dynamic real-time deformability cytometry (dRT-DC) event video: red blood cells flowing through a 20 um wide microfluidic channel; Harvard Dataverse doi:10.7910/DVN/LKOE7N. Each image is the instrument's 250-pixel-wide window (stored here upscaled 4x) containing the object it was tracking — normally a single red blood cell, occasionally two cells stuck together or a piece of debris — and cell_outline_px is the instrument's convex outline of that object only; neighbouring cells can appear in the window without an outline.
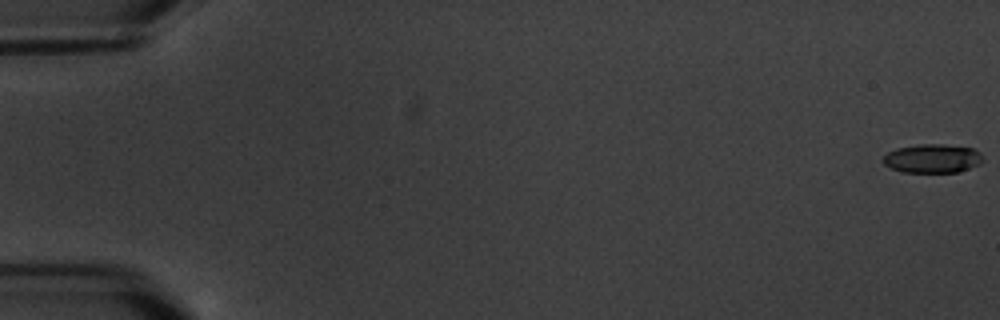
{"species": "common noctule bat (a hibernating species)", "species_latin": "Nyctalus noctula", "temperature_condition": "warm", "stored_images_in_passage": 5, "camera_frame_rate_fps": 3000, "um_per_image_px": 0.085, "animal": {"sex": "male", "body_mass_g": 20.1, "forearm_length_mm": 53.5}, "frame": {"image": 1, "passage_image": 1, "time_ms": 0.0, "image_size_px": [1000, 320], "cell_outline_px": [[984, 160], [980, 164], [956, 172], [904, 172], [892, 168], [884, 164], [884, 156], [888, 152], [896, 148], [920, 144], [944, 144], [972, 148], [980, 152]], "centroid_in_image_um": [79.28, 13.46], "position_along_channel_um": 5.7, "area_um2": 16.65}}
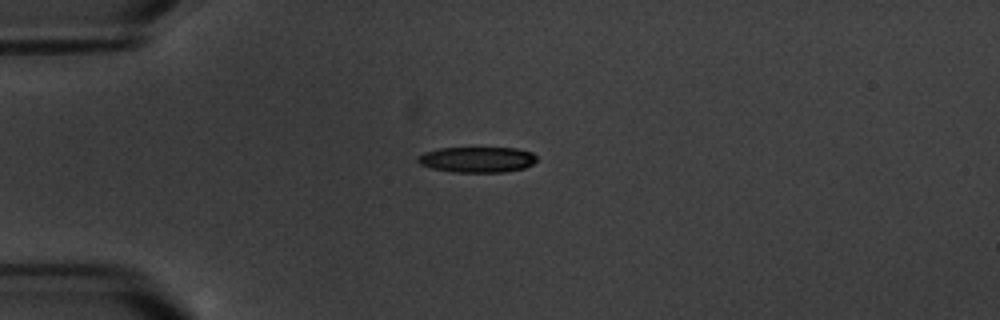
{"frame": {"image": 2, "passage_image": 4, "time_ms": 5.333, "image_size_px": [1000, 320], "cell_outline_px": [[536, 160], [532, 164], [524, 168], [504, 172], [452, 172], [432, 168], [420, 164], [416, 160], [416, 156], [424, 152], [440, 148], [516, 148], [532, 152], [536, 156]], "centroid_in_image_um": [40.53, 13.56], "position_along_channel_um": 44.5, "area_um2": 17.8}}